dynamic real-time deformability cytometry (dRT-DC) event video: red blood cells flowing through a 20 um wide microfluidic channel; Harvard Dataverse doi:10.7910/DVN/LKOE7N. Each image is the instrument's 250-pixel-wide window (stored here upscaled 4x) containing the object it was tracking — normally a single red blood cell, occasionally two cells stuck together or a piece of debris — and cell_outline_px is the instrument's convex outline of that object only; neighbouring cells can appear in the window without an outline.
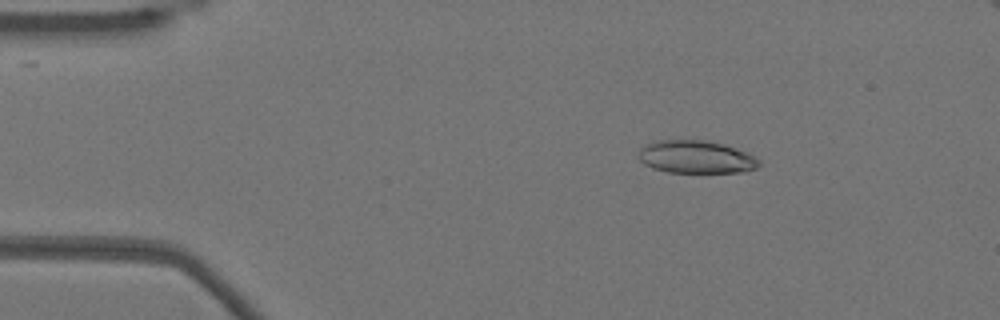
{"species": "Egyptian fruit bat (a non-hibernating species)", "species_latin": "Rousettus aegyptiacus", "temperature_condition": "warm", "stored_images_in_passage": 52, "camera_frame_rate_fps": 3000, "um_per_image_px": 0.085, "animal": {"sex": "female"}, "frame": {"image": 1, "passage_image": 7, "time_ms": 2.0, "image_size_px": [1000, 320], "cell_outline_px": [[760, 164], [756, 168], [744, 172], [668, 172], [652, 168], [644, 164], [640, 160], [640, 148], [652, 140], [704, 140], [724, 144], [748, 152], [760, 160]], "centroid_in_image_um": [59.18, 13.33], "position_along_channel_um": 25.8, "area_um2": 23.12}}
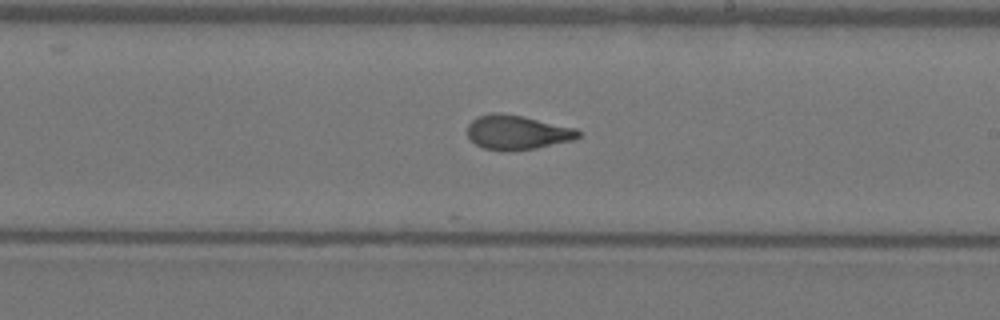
{"frame": {"image": 2, "passage_image": 29, "time_ms": 9.333, "image_size_px": [1000, 320], "cell_outline_px": [[580, 136], [572, 140], [536, 148], [504, 152], [500, 152], [484, 148], [476, 144], [468, 136], [468, 124], [476, 116], [492, 112], [496, 112], [524, 116], [576, 128], [580, 132]], "centroid_in_image_um": [43.94, 11.25], "position_along_channel_um": 245.1, "area_um2": 22.37}}
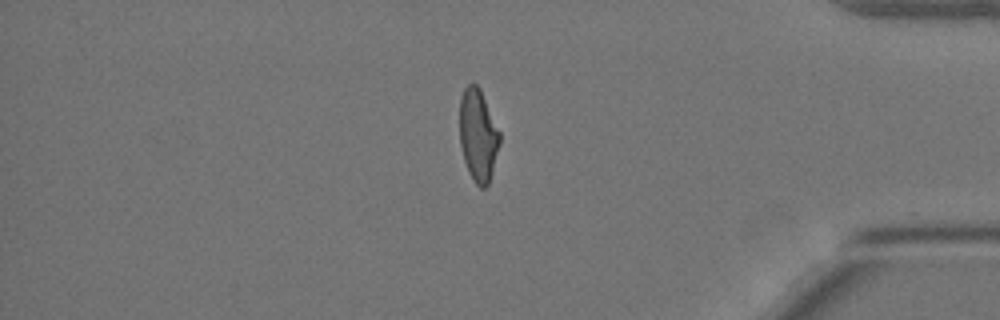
{"frame": {"image": 3, "passage_image": 43, "time_ms": 14.0, "image_size_px": [1000, 320], "cell_outline_px": [[500, 140], [488, 184], [484, 188], [480, 188], [476, 184], [468, 172], [464, 160], [460, 144], [460, 96], [464, 88], [468, 84], [476, 84], [480, 88], [500, 132]], "centroid_in_image_um": [40.62, 11.47], "position_along_channel_um": 394.6, "area_um2": 21.33}}